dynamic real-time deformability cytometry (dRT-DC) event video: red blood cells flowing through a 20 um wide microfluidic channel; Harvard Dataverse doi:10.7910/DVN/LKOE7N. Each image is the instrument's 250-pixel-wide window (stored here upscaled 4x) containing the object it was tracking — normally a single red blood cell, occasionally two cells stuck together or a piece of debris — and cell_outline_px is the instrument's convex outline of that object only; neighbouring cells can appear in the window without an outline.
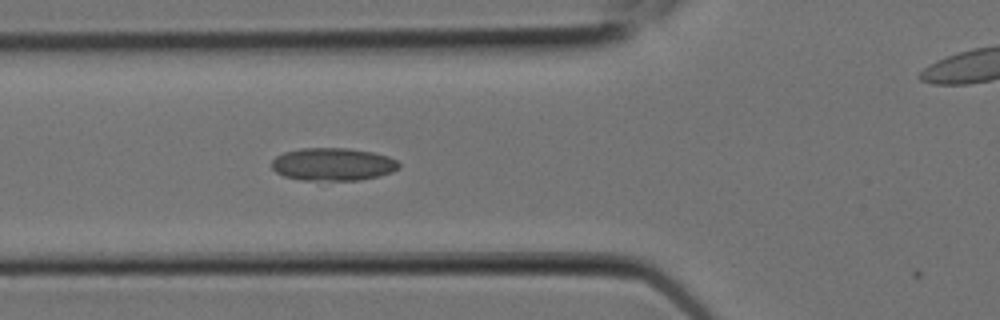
{"species": "Egyptian fruit bat (a non-hibernating species)", "species_latin": "Rousettus aegyptiacus", "temperature_condition": "room temperature", "stored_images_in_passage": 8, "segment_of_instrument_passage": [1, 2], "camera_frame_rate_fps": 3000, "um_per_image_px": 0.085, "animal": {"sex": "female"}, "frame": {"image": 1, "passage_image": 7, "time_ms": 2.0, "image_size_px": [1000, 320], "cell_outline_px": [[400, 168], [392, 172], [360, 180], [304, 180], [284, 176], [276, 172], [272, 168], [272, 160], [276, 156], [284, 152], [300, 148], [348, 148], [372, 152], [388, 156], [396, 160], [400, 164]], "centroid_in_image_um": [28.29, 13.96], "position_along_channel_um": 97.5, "area_um2": 24.28}}